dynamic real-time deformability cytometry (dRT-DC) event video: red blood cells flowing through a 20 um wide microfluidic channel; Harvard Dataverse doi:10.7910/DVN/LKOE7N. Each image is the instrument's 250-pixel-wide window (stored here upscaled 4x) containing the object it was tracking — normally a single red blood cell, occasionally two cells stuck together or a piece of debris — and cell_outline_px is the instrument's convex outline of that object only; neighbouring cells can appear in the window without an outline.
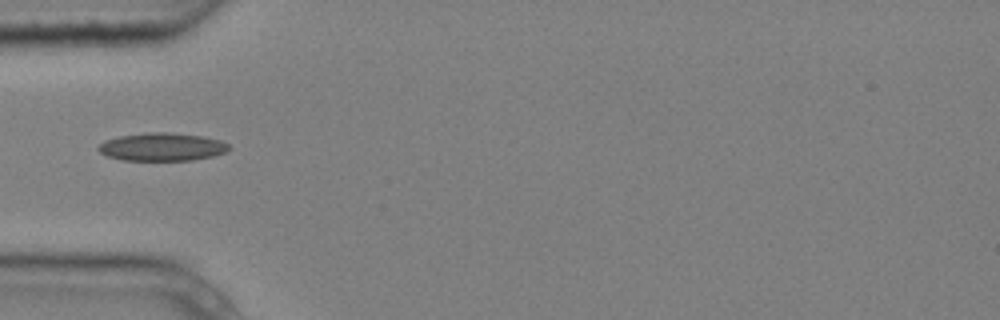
{"species": "common noctule bat (a hibernating species)", "species_latin": "Nyctalus noctula", "temperature_condition": "cold", "stored_images_in_passage": 1, "camera_frame_rate_fps": 3000, "um_per_image_px": 0.085, "animal": {"sex": "male", "body_mass_g": 20.4}, "frame": {"image": 1, "passage_image": 1, "time_ms": 0.0, "image_size_px": [1000, 320], "cell_outline_px": [[232, 148], [224, 152], [212, 156], [192, 160], [124, 160], [108, 156], [100, 152], [96, 148], [104, 140], [120, 136], [148, 132], [168, 132], [204, 136], [220, 140], [228, 144]], "centroid_in_image_um": [13.78, 12.48], "position_along_channel_um": 71.2, "area_um2": 21.27}}